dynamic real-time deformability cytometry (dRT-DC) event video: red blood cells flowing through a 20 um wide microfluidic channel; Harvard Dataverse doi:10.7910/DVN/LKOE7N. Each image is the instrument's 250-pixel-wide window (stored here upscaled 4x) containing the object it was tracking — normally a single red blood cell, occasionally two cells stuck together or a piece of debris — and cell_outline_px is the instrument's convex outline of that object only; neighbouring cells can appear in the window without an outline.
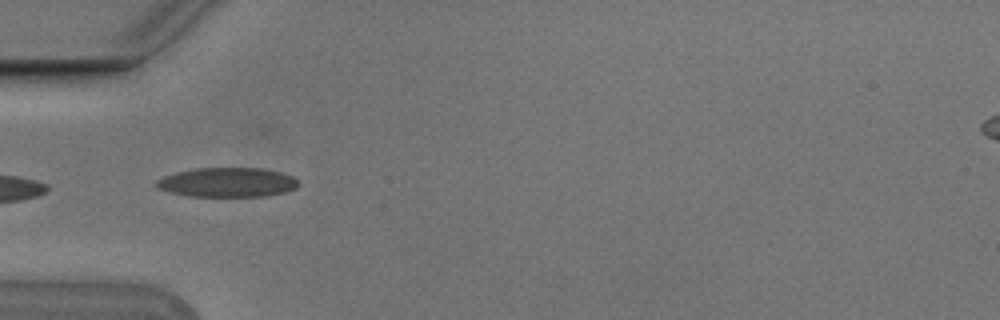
{"species": "Egyptian fruit bat (a non-hibernating species)", "species_latin": "Rousettus aegyptiacus", "temperature_condition": "cold", "stored_images_in_passage": 6, "camera_frame_rate_fps": 3000, "um_per_image_px": 0.085, "animal": {"sex": "male"}, "frame": {"image": 1, "passage_image": 4, "time_ms": 1.0, "image_size_px": [1000, 320], "cell_outline_px": [[300, 184], [296, 188], [284, 192], [268, 196], [188, 196], [168, 192], [156, 188], [156, 180], [164, 176], [176, 172], [196, 168], [260, 168], [280, 172], [292, 176]], "centroid_in_image_um": [19.3, 15.5], "position_along_channel_um": 65.7, "area_um2": 24.39}}
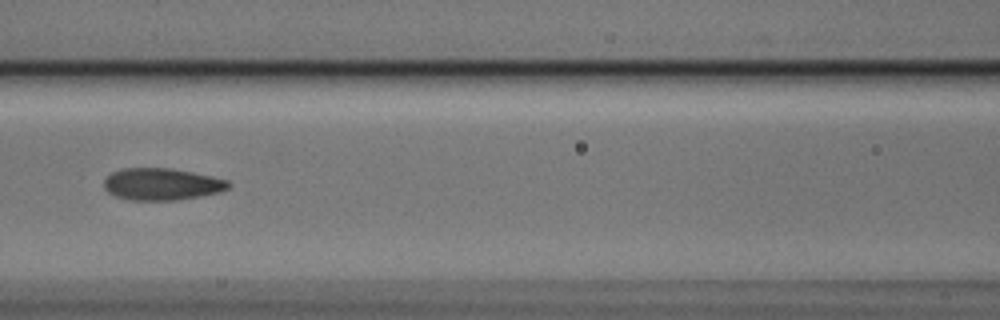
{"frame": {"image": 2, "passage_image": 6, "time_ms": 1.667, "image_size_px": [1000, 320], "cell_outline_px": [[232, 184], [228, 188], [220, 192], [200, 196], [176, 200], [128, 200], [116, 196], [108, 192], [104, 188], [104, 180], [112, 172], [124, 168], [172, 168], [212, 176], [228, 180]], "centroid_in_image_um": [13.76, 15.65], "position_along_channel_um": 152.8, "area_um2": 23.24}}